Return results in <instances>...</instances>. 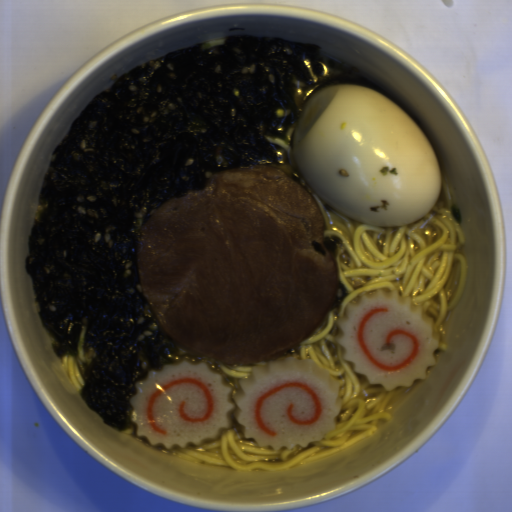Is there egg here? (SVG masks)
<instances>
[{
  "label": "egg",
  "mask_w": 512,
  "mask_h": 512,
  "mask_svg": "<svg viewBox=\"0 0 512 512\" xmlns=\"http://www.w3.org/2000/svg\"><path fill=\"white\" fill-rule=\"evenodd\" d=\"M292 152L305 184L359 223L411 224L441 197L427 136L402 106L367 87L316 89L297 118Z\"/></svg>",
  "instance_id": "1"
}]
</instances>
